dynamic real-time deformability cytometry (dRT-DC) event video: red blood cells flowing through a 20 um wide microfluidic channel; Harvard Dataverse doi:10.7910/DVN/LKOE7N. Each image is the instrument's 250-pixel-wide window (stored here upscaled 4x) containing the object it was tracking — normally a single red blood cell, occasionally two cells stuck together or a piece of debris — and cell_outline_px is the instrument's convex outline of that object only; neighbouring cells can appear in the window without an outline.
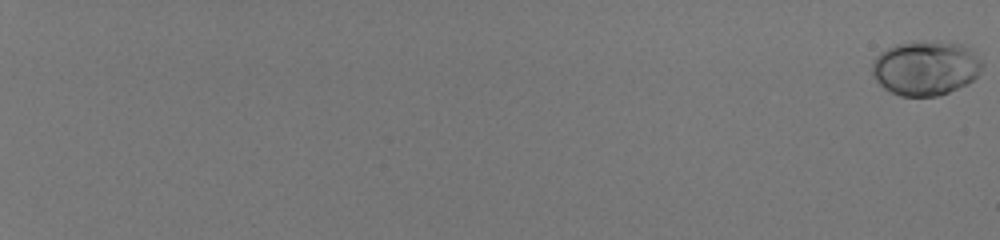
{"species": "human", "species_latin": "Homo sapiens", "temperature_condition": "room temperature", "stored_images_in_passage": 59, "camera_frame_rate_fps": 3000, "um_per_image_px": 0.085, "donor": {"sex": "male"}, "frame": {"image": 1, "passage_image": 1, "time_ms": 0.0, "image_size_px": [1000, 240], "cell_outline_px": [[984, 64], [980, 72], [968, 84], [948, 92], [936, 96], [900, 96], [884, 88], [872, 76], [872, 64], [876, 56], [880, 52], [896, 44], [912, 40], [936, 40], [964, 44], [972, 48], [976, 52]], "centroid_in_image_um": [78.71, 5.74], "position_along_channel_um": 6.3, "area_um2": 35.72}}
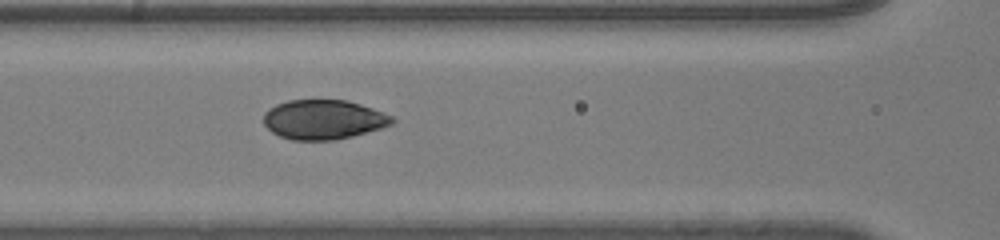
{"frame": {"image": 2, "passage_image": 34, "time_ms": 11.0, "image_size_px": [1000, 240], "cell_outline_px": [[396, 120], [392, 124], [380, 128], [352, 136], [336, 140], [292, 140], [280, 136], [272, 132], [264, 124], [264, 112], [268, 108], [276, 104], [288, 100], [348, 100], [384, 112], [392, 116]], "centroid_in_image_um": [27.49, 10.16], "position_along_channel_um": 139.1, "area_um2": 29.65}}
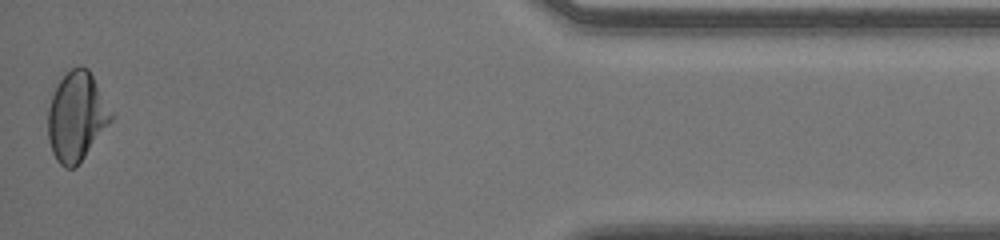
{"frame": {"image": 3, "passage_image": 59, "time_ms": 19.333, "image_size_px": [1000, 240], "cell_outline_px": [[112, 120], [76, 168], [64, 168], [56, 160], [52, 152], [48, 140], [48, 108], [52, 96], [60, 80], [72, 68], [80, 64], [88, 68], [112, 112]], "centroid_in_image_um": [6.49, 9.93], "position_along_channel_um": 428.7, "area_um2": 32.54}, "authors_computed_cell_mechanics": {"area_um2": 30.8652, "velocity_mm_per_s": 4.082, "shape_relaxation_time_tau1_ms": 2.6956, "shape_relaxation_time_tau2_ms": null, "deformation_change_tau1": 0.1459, "deformation_change_tau2": null}}